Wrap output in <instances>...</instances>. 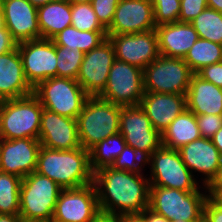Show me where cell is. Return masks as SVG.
<instances>
[{
    "label": "cell",
    "instance_id": "obj_42",
    "mask_svg": "<svg viewBox=\"0 0 222 222\" xmlns=\"http://www.w3.org/2000/svg\"><path fill=\"white\" fill-rule=\"evenodd\" d=\"M222 189V162L215 177L206 186V191L208 192V197L210 198L217 190Z\"/></svg>",
    "mask_w": 222,
    "mask_h": 222
},
{
    "label": "cell",
    "instance_id": "obj_16",
    "mask_svg": "<svg viewBox=\"0 0 222 222\" xmlns=\"http://www.w3.org/2000/svg\"><path fill=\"white\" fill-rule=\"evenodd\" d=\"M155 28L150 0H119L107 35L134 34Z\"/></svg>",
    "mask_w": 222,
    "mask_h": 222
},
{
    "label": "cell",
    "instance_id": "obj_20",
    "mask_svg": "<svg viewBox=\"0 0 222 222\" xmlns=\"http://www.w3.org/2000/svg\"><path fill=\"white\" fill-rule=\"evenodd\" d=\"M181 159L191 171L204 175L202 184L207 186L215 177L222 162V155L211 139L200 137L178 149Z\"/></svg>",
    "mask_w": 222,
    "mask_h": 222
},
{
    "label": "cell",
    "instance_id": "obj_46",
    "mask_svg": "<svg viewBox=\"0 0 222 222\" xmlns=\"http://www.w3.org/2000/svg\"><path fill=\"white\" fill-rule=\"evenodd\" d=\"M121 222H146V220L140 214H132L121 216Z\"/></svg>",
    "mask_w": 222,
    "mask_h": 222
},
{
    "label": "cell",
    "instance_id": "obj_49",
    "mask_svg": "<svg viewBox=\"0 0 222 222\" xmlns=\"http://www.w3.org/2000/svg\"><path fill=\"white\" fill-rule=\"evenodd\" d=\"M210 199L222 208V189L217 190Z\"/></svg>",
    "mask_w": 222,
    "mask_h": 222
},
{
    "label": "cell",
    "instance_id": "obj_12",
    "mask_svg": "<svg viewBox=\"0 0 222 222\" xmlns=\"http://www.w3.org/2000/svg\"><path fill=\"white\" fill-rule=\"evenodd\" d=\"M24 75L32 88L57 77L56 45L50 39H36L17 44Z\"/></svg>",
    "mask_w": 222,
    "mask_h": 222
},
{
    "label": "cell",
    "instance_id": "obj_28",
    "mask_svg": "<svg viewBox=\"0 0 222 222\" xmlns=\"http://www.w3.org/2000/svg\"><path fill=\"white\" fill-rule=\"evenodd\" d=\"M184 61L196 74L205 66L222 62V45L199 38L184 57Z\"/></svg>",
    "mask_w": 222,
    "mask_h": 222
},
{
    "label": "cell",
    "instance_id": "obj_24",
    "mask_svg": "<svg viewBox=\"0 0 222 222\" xmlns=\"http://www.w3.org/2000/svg\"><path fill=\"white\" fill-rule=\"evenodd\" d=\"M186 104L195 115H222V88L193 74L186 93Z\"/></svg>",
    "mask_w": 222,
    "mask_h": 222
},
{
    "label": "cell",
    "instance_id": "obj_48",
    "mask_svg": "<svg viewBox=\"0 0 222 222\" xmlns=\"http://www.w3.org/2000/svg\"><path fill=\"white\" fill-rule=\"evenodd\" d=\"M208 8L222 12V0H207Z\"/></svg>",
    "mask_w": 222,
    "mask_h": 222
},
{
    "label": "cell",
    "instance_id": "obj_39",
    "mask_svg": "<svg viewBox=\"0 0 222 222\" xmlns=\"http://www.w3.org/2000/svg\"><path fill=\"white\" fill-rule=\"evenodd\" d=\"M196 74L203 80L222 88V62L205 66Z\"/></svg>",
    "mask_w": 222,
    "mask_h": 222
},
{
    "label": "cell",
    "instance_id": "obj_21",
    "mask_svg": "<svg viewBox=\"0 0 222 222\" xmlns=\"http://www.w3.org/2000/svg\"><path fill=\"white\" fill-rule=\"evenodd\" d=\"M140 106L155 130L162 132L187 109L186 94L144 92Z\"/></svg>",
    "mask_w": 222,
    "mask_h": 222
},
{
    "label": "cell",
    "instance_id": "obj_40",
    "mask_svg": "<svg viewBox=\"0 0 222 222\" xmlns=\"http://www.w3.org/2000/svg\"><path fill=\"white\" fill-rule=\"evenodd\" d=\"M204 222H222V208L215 204L209 197L204 205Z\"/></svg>",
    "mask_w": 222,
    "mask_h": 222
},
{
    "label": "cell",
    "instance_id": "obj_22",
    "mask_svg": "<svg viewBox=\"0 0 222 222\" xmlns=\"http://www.w3.org/2000/svg\"><path fill=\"white\" fill-rule=\"evenodd\" d=\"M33 88L25 78L18 48L0 55V101L28 96Z\"/></svg>",
    "mask_w": 222,
    "mask_h": 222
},
{
    "label": "cell",
    "instance_id": "obj_29",
    "mask_svg": "<svg viewBox=\"0 0 222 222\" xmlns=\"http://www.w3.org/2000/svg\"><path fill=\"white\" fill-rule=\"evenodd\" d=\"M126 145L120 132L98 142L89 150L92 171L95 172L103 167L112 166Z\"/></svg>",
    "mask_w": 222,
    "mask_h": 222
},
{
    "label": "cell",
    "instance_id": "obj_43",
    "mask_svg": "<svg viewBox=\"0 0 222 222\" xmlns=\"http://www.w3.org/2000/svg\"><path fill=\"white\" fill-rule=\"evenodd\" d=\"M140 215L146 220V222H170L164 216L155 213L149 208L144 210Z\"/></svg>",
    "mask_w": 222,
    "mask_h": 222
},
{
    "label": "cell",
    "instance_id": "obj_6",
    "mask_svg": "<svg viewBox=\"0 0 222 222\" xmlns=\"http://www.w3.org/2000/svg\"><path fill=\"white\" fill-rule=\"evenodd\" d=\"M200 191L185 192L179 189L150 186L149 209L171 221H204V205L208 198Z\"/></svg>",
    "mask_w": 222,
    "mask_h": 222
},
{
    "label": "cell",
    "instance_id": "obj_2",
    "mask_svg": "<svg viewBox=\"0 0 222 222\" xmlns=\"http://www.w3.org/2000/svg\"><path fill=\"white\" fill-rule=\"evenodd\" d=\"M35 172L47 176L62 189L78 188L93 183L90 152L83 147L57 150L40 147Z\"/></svg>",
    "mask_w": 222,
    "mask_h": 222
},
{
    "label": "cell",
    "instance_id": "obj_5",
    "mask_svg": "<svg viewBox=\"0 0 222 222\" xmlns=\"http://www.w3.org/2000/svg\"><path fill=\"white\" fill-rule=\"evenodd\" d=\"M62 188L47 176L32 172L20 185V212L23 222H51Z\"/></svg>",
    "mask_w": 222,
    "mask_h": 222
},
{
    "label": "cell",
    "instance_id": "obj_45",
    "mask_svg": "<svg viewBox=\"0 0 222 222\" xmlns=\"http://www.w3.org/2000/svg\"><path fill=\"white\" fill-rule=\"evenodd\" d=\"M211 140L218 149L219 153L222 155V127L214 134Z\"/></svg>",
    "mask_w": 222,
    "mask_h": 222
},
{
    "label": "cell",
    "instance_id": "obj_47",
    "mask_svg": "<svg viewBox=\"0 0 222 222\" xmlns=\"http://www.w3.org/2000/svg\"><path fill=\"white\" fill-rule=\"evenodd\" d=\"M0 222H23L19 215H0Z\"/></svg>",
    "mask_w": 222,
    "mask_h": 222
},
{
    "label": "cell",
    "instance_id": "obj_51",
    "mask_svg": "<svg viewBox=\"0 0 222 222\" xmlns=\"http://www.w3.org/2000/svg\"><path fill=\"white\" fill-rule=\"evenodd\" d=\"M71 5L76 4V3H88L91 2V0H65Z\"/></svg>",
    "mask_w": 222,
    "mask_h": 222
},
{
    "label": "cell",
    "instance_id": "obj_50",
    "mask_svg": "<svg viewBox=\"0 0 222 222\" xmlns=\"http://www.w3.org/2000/svg\"><path fill=\"white\" fill-rule=\"evenodd\" d=\"M32 5L35 7H39L45 5L48 2L55 1V0H28Z\"/></svg>",
    "mask_w": 222,
    "mask_h": 222
},
{
    "label": "cell",
    "instance_id": "obj_1",
    "mask_svg": "<svg viewBox=\"0 0 222 222\" xmlns=\"http://www.w3.org/2000/svg\"><path fill=\"white\" fill-rule=\"evenodd\" d=\"M100 212L116 216L141 214L149 207V179L143 173L117 170L111 166L94 172Z\"/></svg>",
    "mask_w": 222,
    "mask_h": 222
},
{
    "label": "cell",
    "instance_id": "obj_14",
    "mask_svg": "<svg viewBox=\"0 0 222 222\" xmlns=\"http://www.w3.org/2000/svg\"><path fill=\"white\" fill-rule=\"evenodd\" d=\"M116 60L144 69L160 56L155 29L134 34L107 35Z\"/></svg>",
    "mask_w": 222,
    "mask_h": 222
},
{
    "label": "cell",
    "instance_id": "obj_36",
    "mask_svg": "<svg viewBox=\"0 0 222 222\" xmlns=\"http://www.w3.org/2000/svg\"><path fill=\"white\" fill-rule=\"evenodd\" d=\"M119 0H91L99 22L107 29L113 20Z\"/></svg>",
    "mask_w": 222,
    "mask_h": 222
},
{
    "label": "cell",
    "instance_id": "obj_32",
    "mask_svg": "<svg viewBox=\"0 0 222 222\" xmlns=\"http://www.w3.org/2000/svg\"><path fill=\"white\" fill-rule=\"evenodd\" d=\"M57 77L76 80L84 53L77 49L68 50V47L56 46Z\"/></svg>",
    "mask_w": 222,
    "mask_h": 222
},
{
    "label": "cell",
    "instance_id": "obj_23",
    "mask_svg": "<svg viewBox=\"0 0 222 222\" xmlns=\"http://www.w3.org/2000/svg\"><path fill=\"white\" fill-rule=\"evenodd\" d=\"M160 55L174 58L186 56L199 39L195 28L187 22H174L156 26Z\"/></svg>",
    "mask_w": 222,
    "mask_h": 222
},
{
    "label": "cell",
    "instance_id": "obj_7",
    "mask_svg": "<svg viewBox=\"0 0 222 222\" xmlns=\"http://www.w3.org/2000/svg\"><path fill=\"white\" fill-rule=\"evenodd\" d=\"M43 108L61 116L77 119L89 95L77 80L52 77L33 88Z\"/></svg>",
    "mask_w": 222,
    "mask_h": 222
},
{
    "label": "cell",
    "instance_id": "obj_19",
    "mask_svg": "<svg viewBox=\"0 0 222 222\" xmlns=\"http://www.w3.org/2000/svg\"><path fill=\"white\" fill-rule=\"evenodd\" d=\"M39 141L41 146L57 150L81 147L77 119L61 116L43 108Z\"/></svg>",
    "mask_w": 222,
    "mask_h": 222
},
{
    "label": "cell",
    "instance_id": "obj_11",
    "mask_svg": "<svg viewBox=\"0 0 222 222\" xmlns=\"http://www.w3.org/2000/svg\"><path fill=\"white\" fill-rule=\"evenodd\" d=\"M119 132L126 144L146 159L162 146L161 133L153 128L140 105L121 106Z\"/></svg>",
    "mask_w": 222,
    "mask_h": 222
},
{
    "label": "cell",
    "instance_id": "obj_35",
    "mask_svg": "<svg viewBox=\"0 0 222 222\" xmlns=\"http://www.w3.org/2000/svg\"><path fill=\"white\" fill-rule=\"evenodd\" d=\"M147 159L134 148L126 145L123 151L115 159L111 167L117 170H125L134 173H143Z\"/></svg>",
    "mask_w": 222,
    "mask_h": 222
},
{
    "label": "cell",
    "instance_id": "obj_10",
    "mask_svg": "<svg viewBox=\"0 0 222 222\" xmlns=\"http://www.w3.org/2000/svg\"><path fill=\"white\" fill-rule=\"evenodd\" d=\"M144 95L143 70L115 60L100 98L119 106L140 105Z\"/></svg>",
    "mask_w": 222,
    "mask_h": 222
},
{
    "label": "cell",
    "instance_id": "obj_53",
    "mask_svg": "<svg viewBox=\"0 0 222 222\" xmlns=\"http://www.w3.org/2000/svg\"><path fill=\"white\" fill-rule=\"evenodd\" d=\"M171 222H204V221H184V220H177V221H171Z\"/></svg>",
    "mask_w": 222,
    "mask_h": 222
},
{
    "label": "cell",
    "instance_id": "obj_41",
    "mask_svg": "<svg viewBox=\"0 0 222 222\" xmlns=\"http://www.w3.org/2000/svg\"><path fill=\"white\" fill-rule=\"evenodd\" d=\"M17 44L5 26L0 28V55L14 50Z\"/></svg>",
    "mask_w": 222,
    "mask_h": 222
},
{
    "label": "cell",
    "instance_id": "obj_9",
    "mask_svg": "<svg viewBox=\"0 0 222 222\" xmlns=\"http://www.w3.org/2000/svg\"><path fill=\"white\" fill-rule=\"evenodd\" d=\"M193 74L184 59L160 55L143 69L144 92L186 94Z\"/></svg>",
    "mask_w": 222,
    "mask_h": 222
},
{
    "label": "cell",
    "instance_id": "obj_30",
    "mask_svg": "<svg viewBox=\"0 0 222 222\" xmlns=\"http://www.w3.org/2000/svg\"><path fill=\"white\" fill-rule=\"evenodd\" d=\"M22 178L0 172V215H19Z\"/></svg>",
    "mask_w": 222,
    "mask_h": 222
},
{
    "label": "cell",
    "instance_id": "obj_18",
    "mask_svg": "<svg viewBox=\"0 0 222 222\" xmlns=\"http://www.w3.org/2000/svg\"><path fill=\"white\" fill-rule=\"evenodd\" d=\"M0 4L4 25L17 43L41 39L37 7L28 0H0Z\"/></svg>",
    "mask_w": 222,
    "mask_h": 222
},
{
    "label": "cell",
    "instance_id": "obj_3",
    "mask_svg": "<svg viewBox=\"0 0 222 222\" xmlns=\"http://www.w3.org/2000/svg\"><path fill=\"white\" fill-rule=\"evenodd\" d=\"M121 106L99 96H89L77 117L81 147L90 150L98 142L119 133Z\"/></svg>",
    "mask_w": 222,
    "mask_h": 222
},
{
    "label": "cell",
    "instance_id": "obj_4",
    "mask_svg": "<svg viewBox=\"0 0 222 222\" xmlns=\"http://www.w3.org/2000/svg\"><path fill=\"white\" fill-rule=\"evenodd\" d=\"M43 106L32 93L0 101V137L2 139H39Z\"/></svg>",
    "mask_w": 222,
    "mask_h": 222
},
{
    "label": "cell",
    "instance_id": "obj_38",
    "mask_svg": "<svg viewBox=\"0 0 222 222\" xmlns=\"http://www.w3.org/2000/svg\"><path fill=\"white\" fill-rule=\"evenodd\" d=\"M207 7V0H180L179 21L190 23Z\"/></svg>",
    "mask_w": 222,
    "mask_h": 222
},
{
    "label": "cell",
    "instance_id": "obj_25",
    "mask_svg": "<svg viewBox=\"0 0 222 222\" xmlns=\"http://www.w3.org/2000/svg\"><path fill=\"white\" fill-rule=\"evenodd\" d=\"M38 25L41 39H52L66 27L71 26V4L65 0H55L37 7Z\"/></svg>",
    "mask_w": 222,
    "mask_h": 222
},
{
    "label": "cell",
    "instance_id": "obj_26",
    "mask_svg": "<svg viewBox=\"0 0 222 222\" xmlns=\"http://www.w3.org/2000/svg\"><path fill=\"white\" fill-rule=\"evenodd\" d=\"M162 146L178 150L183 145L201 137L196 115L190 110H184L162 132Z\"/></svg>",
    "mask_w": 222,
    "mask_h": 222
},
{
    "label": "cell",
    "instance_id": "obj_37",
    "mask_svg": "<svg viewBox=\"0 0 222 222\" xmlns=\"http://www.w3.org/2000/svg\"><path fill=\"white\" fill-rule=\"evenodd\" d=\"M198 128L201 137L211 139L214 134L222 127V115L202 114L196 115Z\"/></svg>",
    "mask_w": 222,
    "mask_h": 222
},
{
    "label": "cell",
    "instance_id": "obj_13",
    "mask_svg": "<svg viewBox=\"0 0 222 222\" xmlns=\"http://www.w3.org/2000/svg\"><path fill=\"white\" fill-rule=\"evenodd\" d=\"M99 213L96 188L90 183L62 189L51 222H92Z\"/></svg>",
    "mask_w": 222,
    "mask_h": 222
},
{
    "label": "cell",
    "instance_id": "obj_15",
    "mask_svg": "<svg viewBox=\"0 0 222 222\" xmlns=\"http://www.w3.org/2000/svg\"><path fill=\"white\" fill-rule=\"evenodd\" d=\"M115 60L114 48L108 38L98 47L84 53L76 80L89 96H99L103 92Z\"/></svg>",
    "mask_w": 222,
    "mask_h": 222
},
{
    "label": "cell",
    "instance_id": "obj_44",
    "mask_svg": "<svg viewBox=\"0 0 222 222\" xmlns=\"http://www.w3.org/2000/svg\"><path fill=\"white\" fill-rule=\"evenodd\" d=\"M92 222H121V216L100 212Z\"/></svg>",
    "mask_w": 222,
    "mask_h": 222
},
{
    "label": "cell",
    "instance_id": "obj_33",
    "mask_svg": "<svg viewBox=\"0 0 222 222\" xmlns=\"http://www.w3.org/2000/svg\"><path fill=\"white\" fill-rule=\"evenodd\" d=\"M71 25L79 31H107L99 22L91 2L71 5Z\"/></svg>",
    "mask_w": 222,
    "mask_h": 222
},
{
    "label": "cell",
    "instance_id": "obj_31",
    "mask_svg": "<svg viewBox=\"0 0 222 222\" xmlns=\"http://www.w3.org/2000/svg\"><path fill=\"white\" fill-rule=\"evenodd\" d=\"M190 24L199 38L222 45V12L207 7Z\"/></svg>",
    "mask_w": 222,
    "mask_h": 222
},
{
    "label": "cell",
    "instance_id": "obj_34",
    "mask_svg": "<svg viewBox=\"0 0 222 222\" xmlns=\"http://www.w3.org/2000/svg\"><path fill=\"white\" fill-rule=\"evenodd\" d=\"M156 26L179 21L180 0H150Z\"/></svg>",
    "mask_w": 222,
    "mask_h": 222
},
{
    "label": "cell",
    "instance_id": "obj_17",
    "mask_svg": "<svg viewBox=\"0 0 222 222\" xmlns=\"http://www.w3.org/2000/svg\"><path fill=\"white\" fill-rule=\"evenodd\" d=\"M40 147L39 139H2L0 172L13 174L22 179L31 174L36 169Z\"/></svg>",
    "mask_w": 222,
    "mask_h": 222
},
{
    "label": "cell",
    "instance_id": "obj_54",
    "mask_svg": "<svg viewBox=\"0 0 222 222\" xmlns=\"http://www.w3.org/2000/svg\"><path fill=\"white\" fill-rule=\"evenodd\" d=\"M1 140L2 138L0 137V156H1Z\"/></svg>",
    "mask_w": 222,
    "mask_h": 222
},
{
    "label": "cell",
    "instance_id": "obj_8",
    "mask_svg": "<svg viewBox=\"0 0 222 222\" xmlns=\"http://www.w3.org/2000/svg\"><path fill=\"white\" fill-rule=\"evenodd\" d=\"M151 165L150 186L179 189L185 192L197 191V180L181 159L176 149L161 146L147 159Z\"/></svg>",
    "mask_w": 222,
    "mask_h": 222
},
{
    "label": "cell",
    "instance_id": "obj_27",
    "mask_svg": "<svg viewBox=\"0 0 222 222\" xmlns=\"http://www.w3.org/2000/svg\"><path fill=\"white\" fill-rule=\"evenodd\" d=\"M107 39V31H79L72 25L55 35L51 40L56 46L77 49L87 53Z\"/></svg>",
    "mask_w": 222,
    "mask_h": 222
},
{
    "label": "cell",
    "instance_id": "obj_52",
    "mask_svg": "<svg viewBox=\"0 0 222 222\" xmlns=\"http://www.w3.org/2000/svg\"><path fill=\"white\" fill-rule=\"evenodd\" d=\"M5 25H4V19H3V12H2V7H1V4H0V28H3Z\"/></svg>",
    "mask_w": 222,
    "mask_h": 222
}]
</instances>
